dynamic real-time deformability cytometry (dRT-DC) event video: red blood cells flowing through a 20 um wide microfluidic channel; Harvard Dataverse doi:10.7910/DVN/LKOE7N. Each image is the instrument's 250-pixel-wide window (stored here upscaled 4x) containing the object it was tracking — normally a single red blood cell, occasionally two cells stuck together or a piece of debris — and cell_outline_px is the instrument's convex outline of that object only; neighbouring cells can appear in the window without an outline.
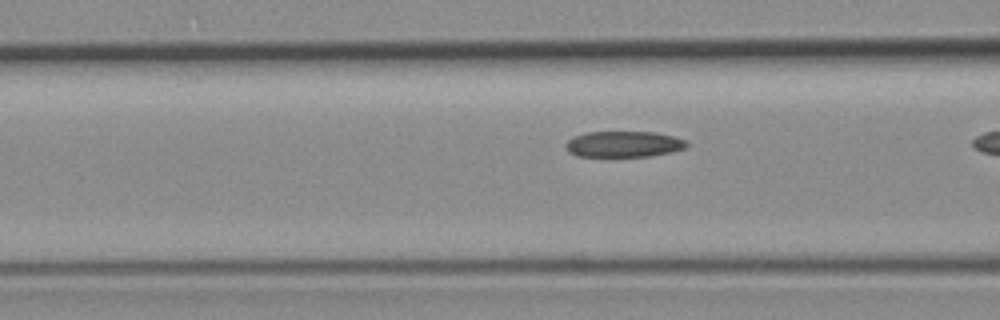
{"species": "common noctule bat (a hibernating species)", "species_latin": "Nyctalus noctula", "temperature_condition": "room temperature", "stored_images_in_passage": 20, "camera_frame_rate_fps": 3000, "um_per_image_px": 0.085, "animal": {"sex": "female", "body_mass_g": 19.3, "forearm_length_mm": 54.1}, "frame": {"image": 1, "passage_image": 18, "time_ms": 5.667, "image_size_px": [1000, 320], "cell_outline_px": [[688, 144], [684, 148], [672, 152], [648, 156], [576, 156], [568, 152], [564, 144], [568, 140], [576, 136], [588, 132], [652, 132], [672, 136], [684, 140]], "centroid_in_image_um": [52.98, 12.26], "position_along_channel_um": 113.6, "area_um2": 18.09}}